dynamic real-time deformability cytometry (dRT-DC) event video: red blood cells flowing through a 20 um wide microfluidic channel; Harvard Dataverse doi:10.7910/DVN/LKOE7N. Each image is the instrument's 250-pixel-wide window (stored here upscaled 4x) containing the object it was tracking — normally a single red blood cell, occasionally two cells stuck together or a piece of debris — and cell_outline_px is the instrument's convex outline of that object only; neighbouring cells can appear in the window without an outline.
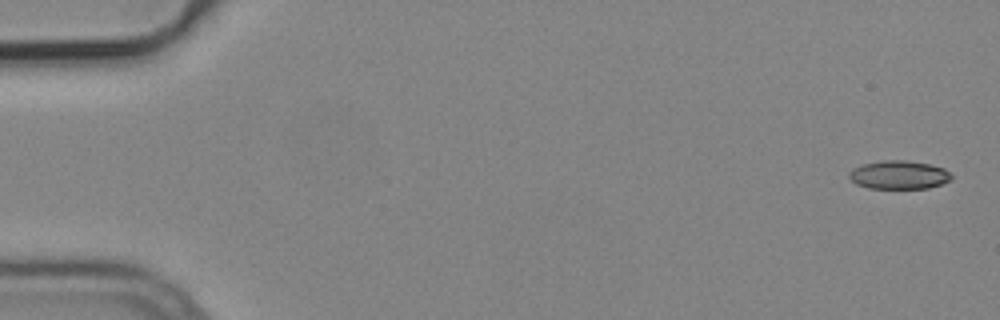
{"species": "common noctule bat (a hibernating species)", "species_latin": "Nyctalus noctula", "temperature_condition": "cold", "stored_images_in_passage": 4, "camera_frame_rate_fps": 3000, "um_per_image_px": 0.085, "animal": {"sex": "male", "body_mass_g": 19.2, "forearm_length_mm": 51.8}, "frame": {"image": 1, "passage_image": 1, "time_ms": 0.0, "image_size_px": [1000, 320], "cell_outline_px": [[952, 180], [928, 188], [868, 188], [856, 184], [848, 176], [848, 172], [852, 168], [864, 164], [884, 160], [908, 160], [928, 164], [944, 168], [952, 176]], "centroid_in_image_um": [76.39, 14.86], "position_along_channel_um": 8.6, "area_um2": 16.94}}